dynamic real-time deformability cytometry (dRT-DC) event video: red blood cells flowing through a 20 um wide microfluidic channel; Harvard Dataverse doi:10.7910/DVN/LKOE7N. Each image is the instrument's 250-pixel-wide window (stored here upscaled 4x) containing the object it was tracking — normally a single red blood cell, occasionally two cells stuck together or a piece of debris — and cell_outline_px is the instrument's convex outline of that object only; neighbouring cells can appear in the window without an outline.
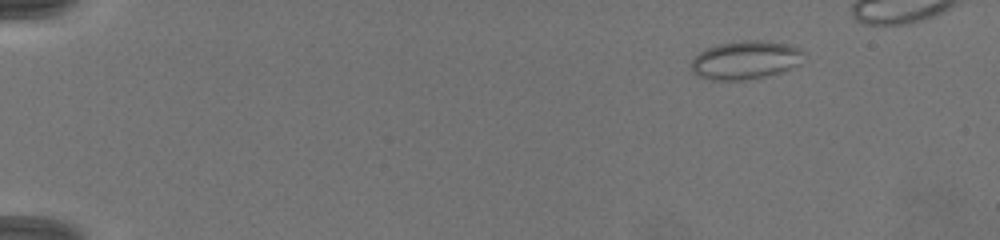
{"species": "common noctule bat (a hibernating species)", "species_latin": "Nyctalus noctula", "temperature_condition": "warm", "stored_images_in_passage": 43, "camera_frame_rate_fps": 3000, "um_per_image_px": 0.085, "animal": {"sex": "female", "body_mass_g": 19.5, "forearm_length_mm": 54.1}, "frame": {"image": 1, "passage_image": 2, "time_ms": 0.333, "image_size_px": [1000, 240], "cell_outline_px": [[804, 52], [800, 64], [784, 72], [744, 80], [712, 80], [696, 76], [692, 72], [692, 60], [700, 52], [708, 48], [720, 44], [740, 40], [760, 40], [788, 44], [800, 48]], "centroid_in_image_um": [63.39, 5.11], "position_along_channel_um": 21.6, "area_um2": 25.26}}
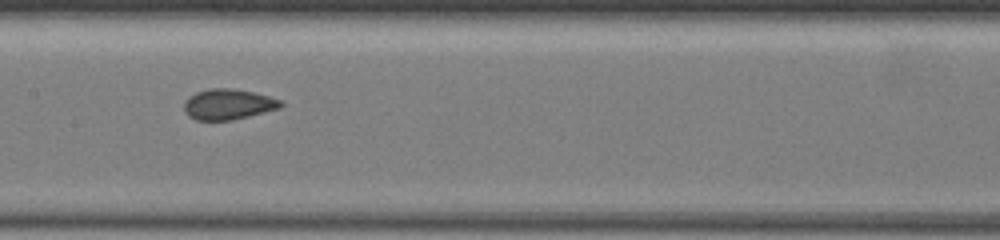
{"frame": {"image": 2, "passage_image": 23, "time_ms": 7.333, "image_size_px": [1000, 240], "cell_outline_px": [[284, 104], [280, 108], [232, 120], [196, 120], [188, 116], [184, 112], [184, 104], [188, 96], [196, 92], [208, 88], [232, 88], [252, 92], [268, 96], [280, 100]], "centroid_in_image_um": [19.36, 8.86], "position_along_channel_um": 188.0, "area_um2": 17.22}}
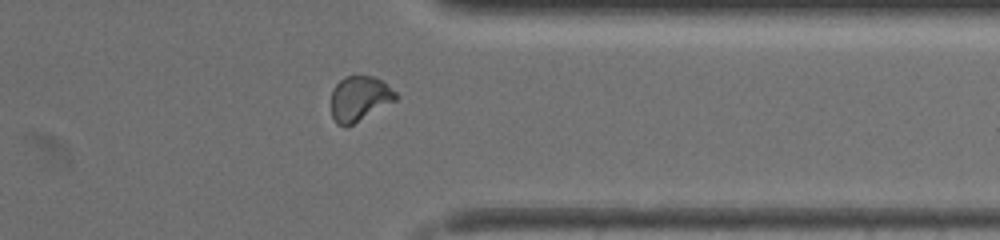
{"frame": {"image": 3, "passage_image": 37, "time_ms": 12.0, "image_size_px": [1000, 240], "cell_outline_px": [[400, 96], [396, 100], [348, 128], [344, 128], [336, 124], [332, 116], [332, 92], [336, 84], [344, 76], [372, 76], [380, 80], [396, 92]], "centroid_in_image_um": [30.55, 8.42], "position_along_channel_um": 380.9, "area_um2": 17.11}}